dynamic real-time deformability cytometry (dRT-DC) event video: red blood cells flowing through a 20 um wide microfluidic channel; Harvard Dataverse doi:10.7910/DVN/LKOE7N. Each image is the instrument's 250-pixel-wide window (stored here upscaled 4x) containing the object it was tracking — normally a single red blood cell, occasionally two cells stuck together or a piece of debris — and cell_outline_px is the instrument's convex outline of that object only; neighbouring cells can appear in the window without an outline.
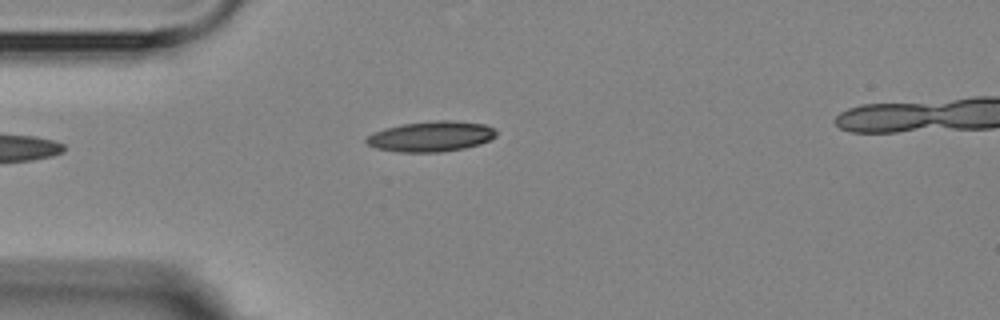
{"species": "Egyptian fruit bat (a non-hibernating species)", "species_latin": "Rousettus aegyptiacus", "temperature_condition": "room temperature", "stored_images_in_passage": 2, "camera_frame_rate_fps": 3000, "um_per_image_px": 0.085, "animal": {"sex": "female"}, "frame": {"image": 1, "passage_image": 1, "time_ms": 0.0, "image_size_px": [1000, 320], "cell_outline_px": [[496, 136], [480, 144], [464, 148], [444, 152], [396, 152], [376, 148], [368, 144], [364, 140], [368, 136], [384, 128], [400, 124], [436, 120], [452, 120], [484, 124], [492, 128], [496, 132]], "centroid_in_image_um": [36.62, 11.6], "position_along_channel_um": 48.4, "area_um2": 23.0}}